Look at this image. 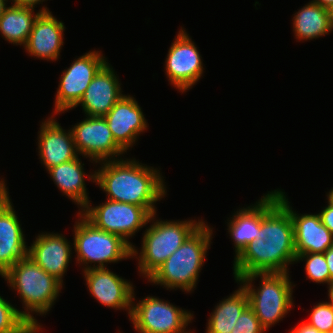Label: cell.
I'll return each instance as SVG.
<instances>
[{
	"instance_id": "obj_6",
	"label": "cell",
	"mask_w": 333,
	"mask_h": 333,
	"mask_svg": "<svg viewBox=\"0 0 333 333\" xmlns=\"http://www.w3.org/2000/svg\"><path fill=\"white\" fill-rule=\"evenodd\" d=\"M259 277L261 283L255 288L253 281ZM236 282L247 292L249 306L266 331L279 323L294 306L292 287L295 284L290 281L289 272L250 273L238 278Z\"/></svg>"
},
{
	"instance_id": "obj_8",
	"label": "cell",
	"mask_w": 333,
	"mask_h": 333,
	"mask_svg": "<svg viewBox=\"0 0 333 333\" xmlns=\"http://www.w3.org/2000/svg\"><path fill=\"white\" fill-rule=\"evenodd\" d=\"M193 313L155 296L132 302L131 323L138 333H193ZM187 330V331H186Z\"/></svg>"
},
{
	"instance_id": "obj_13",
	"label": "cell",
	"mask_w": 333,
	"mask_h": 333,
	"mask_svg": "<svg viewBox=\"0 0 333 333\" xmlns=\"http://www.w3.org/2000/svg\"><path fill=\"white\" fill-rule=\"evenodd\" d=\"M84 273L85 285L100 304L115 310H126L130 319L132 302L135 301L134 286L108 268L90 269Z\"/></svg>"
},
{
	"instance_id": "obj_1",
	"label": "cell",
	"mask_w": 333,
	"mask_h": 333,
	"mask_svg": "<svg viewBox=\"0 0 333 333\" xmlns=\"http://www.w3.org/2000/svg\"><path fill=\"white\" fill-rule=\"evenodd\" d=\"M296 261L290 212L278 201V189L260 198L259 237L234 258L235 281L250 273H288Z\"/></svg>"
},
{
	"instance_id": "obj_24",
	"label": "cell",
	"mask_w": 333,
	"mask_h": 333,
	"mask_svg": "<svg viewBox=\"0 0 333 333\" xmlns=\"http://www.w3.org/2000/svg\"><path fill=\"white\" fill-rule=\"evenodd\" d=\"M227 221V230L234 242L236 258L249 243L259 237L260 200L246 208H240Z\"/></svg>"
},
{
	"instance_id": "obj_26",
	"label": "cell",
	"mask_w": 333,
	"mask_h": 333,
	"mask_svg": "<svg viewBox=\"0 0 333 333\" xmlns=\"http://www.w3.org/2000/svg\"><path fill=\"white\" fill-rule=\"evenodd\" d=\"M0 333H39L20 310L0 295Z\"/></svg>"
},
{
	"instance_id": "obj_31",
	"label": "cell",
	"mask_w": 333,
	"mask_h": 333,
	"mask_svg": "<svg viewBox=\"0 0 333 333\" xmlns=\"http://www.w3.org/2000/svg\"><path fill=\"white\" fill-rule=\"evenodd\" d=\"M289 333H322L319 332L315 327L310 326L306 322L299 323L296 327L292 328Z\"/></svg>"
},
{
	"instance_id": "obj_18",
	"label": "cell",
	"mask_w": 333,
	"mask_h": 333,
	"mask_svg": "<svg viewBox=\"0 0 333 333\" xmlns=\"http://www.w3.org/2000/svg\"><path fill=\"white\" fill-rule=\"evenodd\" d=\"M118 77L107 62L92 79L82 99L74 108L81 105L85 116L104 117L124 95Z\"/></svg>"
},
{
	"instance_id": "obj_25",
	"label": "cell",
	"mask_w": 333,
	"mask_h": 333,
	"mask_svg": "<svg viewBox=\"0 0 333 333\" xmlns=\"http://www.w3.org/2000/svg\"><path fill=\"white\" fill-rule=\"evenodd\" d=\"M216 305L208 319L206 333H231L237 319L249 306V298L240 284L238 290Z\"/></svg>"
},
{
	"instance_id": "obj_23",
	"label": "cell",
	"mask_w": 333,
	"mask_h": 333,
	"mask_svg": "<svg viewBox=\"0 0 333 333\" xmlns=\"http://www.w3.org/2000/svg\"><path fill=\"white\" fill-rule=\"evenodd\" d=\"M33 7H23L12 4L0 17V34L9 43L24 46L35 19L41 12H50L43 6L36 14Z\"/></svg>"
},
{
	"instance_id": "obj_3",
	"label": "cell",
	"mask_w": 333,
	"mask_h": 333,
	"mask_svg": "<svg viewBox=\"0 0 333 333\" xmlns=\"http://www.w3.org/2000/svg\"><path fill=\"white\" fill-rule=\"evenodd\" d=\"M1 277L19 294L25 310L20 311V314L40 332L42 326L33 315L36 313L43 316L51 310L60 295L63 283L46 273L28 256L19 260Z\"/></svg>"
},
{
	"instance_id": "obj_29",
	"label": "cell",
	"mask_w": 333,
	"mask_h": 333,
	"mask_svg": "<svg viewBox=\"0 0 333 333\" xmlns=\"http://www.w3.org/2000/svg\"><path fill=\"white\" fill-rule=\"evenodd\" d=\"M253 309L248 306L239 316L231 333H265Z\"/></svg>"
},
{
	"instance_id": "obj_19",
	"label": "cell",
	"mask_w": 333,
	"mask_h": 333,
	"mask_svg": "<svg viewBox=\"0 0 333 333\" xmlns=\"http://www.w3.org/2000/svg\"><path fill=\"white\" fill-rule=\"evenodd\" d=\"M65 25L50 12H41L23 46L29 56L43 60L59 59L64 44Z\"/></svg>"
},
{
	"instance_id": "obj_40",
	"label": "cell",
	"mask_w": 333,
	"mask_h": 333,
	"mask_svg": "<svg viewBox=\"0 0 333 333\" xmlns=\"http://www.w3.org/2000/svg\"><path fill=\"white\" fill-rule=\"evenodd\" d=\"M328 10H329L330 22L333 27V5Z\"/></svg>"
},
{
	"instance_id": "obj_36",
	"label": "cell",
	"mask_w": 333,
	"mask_h": 333,
	"mask_svg": "<svg viewBox=\"0 0 333 333\" xmlns=\"http://www.w3.org/2000/svg\"><path fill=\"white\" fill-rule=\"evenodd\" d=\"M329 290H328V302L331 304V306L333 307V281L331 283L328 284V287H327Z\"/></svg>"
},
{
	"instance_id": "obj_17",
	"label": "cell",
	"mask_w": 333,
	"mask_h": 333,
	"mask_svg": "<svg viewBox=\"0 0 333 333\" xmlns=\"http://www.w3.org/2000/svg\"><path fill=\"white\" fill-rule=\"evenodd\" d=\"M38 155L46 171L78 157L71 130L63 129L54 115L41 122Z\"/></svg>"
},
{
	"instance_id": "obj_5",
	"label": "cell",
	"mask_w": 333,
	"mask_h": 333,
	"mask_svg": "<svg viewBox=\"0 0 333 333\" xmlns=\"http://www.w3.org/2000/svg\"><path fill=\"white\" fill-rule=\"evenodd\" d=\"M156 213L152 214L142 240L139 253L132 247V258L138 259V272L141 276L149 278L168 259L184 241L204 222L201 220H155ZM139 253V255H138ZM138 257V258H137Z\"/></svg>"
},
{
	"instance_id": "obj_22",
	"label": "cell",
	"mask_w": 333,
	"mask_h": 333,
	"mask_svg": "<svg viewBox=\"0 0 333 333\" xmlns=\"http://www.w3.org/2000/svg\"><path fill=\"white\" fill-rule=\"evenodd\" d=\"M292 21V30L298 42L317 39L333 31L329 10L313 1L300 8Z\"/></svg>"
},
{
	"instance_id": "obj_12",
	"label": "cell",
	"mask_w": 333,
	"mask_h": 333,
	"mask_svg": "<svg viewBox=\"0 0 333 333\" xmlns=\"http://www.w3.org/2000/svg\"><path fill=\"white\" fill-rule=\"evenodd\" d=\"M70 130L78 154L89 158L92 163L122 158L126 153L115 142L104 117L86 116Z\"/></svg>"
},
{
	"instance_id": "obj_9",
	"label": "cell",
	"mask_w": 333,
	"mask_h": 333,
	"mask_svg": "<svg viewBox=\"0 0 333 333\" xmlns=\"http://www.w3.org/2000/svg\"><path fill=\"white\" fill-rule=\"evenodd\" d=\"M90 202L79 211L94 226L108 233L120 236L131 247L129 241L140 228H143L151 217V214L141 206L129 203L115 202L106 199L99 206H92Z\"/></svg>"
},
{
	"instance_id": "obj_37",
	"label": "cell",
	"mask_w": 333,
	"mask_h": 333,
	"mask_svg": "<svg viewBox=\"0 0 333 333\" xmlns=\"http://www.w3.org/2000/svg\"><path fill=\"white\" fill-rule=\"evenodd\" d=\"M8 0H0V17L3 15L5 9L8 7Z\"/></svg>"
},
{
	"instance_id": "obj_27",
	"label": "cell",
	"mask_w": 333,
	"mask_h": 333,
	"mask_svg": "<svg viewBox=\"0 0 333 333\" xmlns=\"http://www.w3.org/2000/svg\"><path fill=\"white\" fill-rule=\"evenodd\" d=\"M306 261L305 271L307 278L312 282L328 284L330 283V273L324 253H305L296 256V262Z\"/></svg>"
},
{
	"instance_id": "obj_32",
	"label": "cell",
	"mask_w": 333,
	"mask_h": 333,
	"mask_svg": "<svg viewBox=\"0 0 333 333\" xmlns=\"http://www.w3.org/2000/svg\"><path fill=\"white\" fill-rule=\"evenodd\" d=\"M327 261V266L330 273V283L333 281V245L324 253Z\"/></svg>"
},
{
	"instance_id": "obj_11",
	"label": "cell",
	"mask_w": 333,
	"mask_h": 333,
	"mask_svg": "<svg viewBox=\"0 0 333 333\" xmlns=\"http://www.w3.org/2000/svg\"><path fill=\"white\" fill-rule=\"evenodd\" d=\"M165 60V74L178 91L187 92L204 74L203 61L192 38L180 28L168 50Z\"/></svg>"
},
{
	"instance_id": "obj_15",
	"label": "cell",
	"mask_w": 333,
	"mask_h": 333,
	"mask_svg": "<svg viewBox=\"0 0 333 333\" xmlns=\"http://www.w3.org/2000/svg\"><path fill=\"white\" fill-rule=\"evenodd\" d=\"M144 113L131 95H123L104 116L115 142L127 153L148 128ZM137 140V141H136Z\"/></svg>"
},
{
	"instance_id": "obj_20",
	"label": "cell",
	"mask_w": 333,
	"mask_h": 333,
	"mask_svg": "<svg viewBox=\"0 0 333 333\" xmlns=\"http://www.w3.org/2000/svg\"><path fill=\"white\" fill-rule=\"evenodd\" d=\"M10 201L0 211V276L28 254L25 235Z\"/></svg>"
},
{
	"instance_id": "obj_2",
	"label": "cell",
	"mask_w": 333,
	"mask_h": 333,
	"mask_svg": "<svg viewBox=\"0 0 333 333\" xmlns=\"http://www.w3.org/2000/svg\"><path fill=\"white\" fill-rule=\"evenodd\" d=\"M95 183L106 193L107 199L144 207L156 213V202L167 194L160 170L132 159L99 162Z\"/></svg>"
},
{
	"instance_id": "obj_28",
	"label": "cell",
	"mask_w": 333,
	"mask_h": 333,
	"mask_svg": "<svg viewBox=\"0 0 333 333\" xmlns=\"http://www.w3.org/2000/svg\"><path fill=\"white\" fill-rule=\"evenodd\" d=\"M310 320L306 321L319 332L328 333L333 329V307L327 301L319 302L310 313Z\"/></svg>"
},
{
	"instance_id": "obj_4",
	"label": "cell",
	"mask_w": 333,
	"mask_h": 333,
	"mask_svg": "<svg viewBox=\"0 0 333 333\" xmlns=\"http://www.w3.org/2000/svg\"><path fill=\"white\" fill-rule=\"evenodd\" d=\"M204 221L148 278V281L165 287L192 293L212 243L213 228Z\"/></svg>"
},
{
	"instance_id": "obj_14",
	"label": "cell",
	"mask_w": 333,
	"mask_h": 333,
	"mask_svg": "<svg viewBox=\"0 0 333 333\" xmlns=\"http://www.w3.org/2000/svg\"><path fill=\"white\" fill-rule=\"evenodd\" d=\"M278 201L290 212L293 223L296 256L325 253L333 245V234L321 222L319 214H298L285 192L278 188Z\"/></svg>"
},
{
	"instance_id": "obj_38",
	"label": "cell",
	"mask_w": 333,
	"mask_h": 333,
	"mask_svg": "<svg viewBox=\"0 0 333 333\" xmlns=\"http://www.w3.org/2000/svg\"><path fill=\"white\" fill-rule=\"evenodd\" d=\"M4 181H6V180H0V193H8L9 191H8V188L6 187V185L7 184H5V182Z\"/></svg>"
},
{
	"instance_id": "obj_33",
	"label": "cell",
	"mask_w": 333,
	"mask_h": 333,
	"mask_svg": "<svg viewBox=\"0 0 333 333\" xmlns=\"http://www.w3.org/2000/svg\"><path fill=\"white\" fill-rule=\"evenodd\" d=\"M14 5L17 6H23V7H33L35 8V6L37 4H42L44 1L46 0H10Z\"/></svg>"
},
{
	"instance_id": "obj_21",
	"label": "cell",
	"mask_w": 333,
	"mask_h": 333,
	"mask_svg": "<svg viewBox=\"0 0 333 333\" xmlns=\"http://www.w3.org/2000/svg\"><path fill=\"white\" fill-rule=\"evenodd\" d=\"M83 165L78 156L76 159L47 170L57 188L77 204L80 211L91 201L88 197L85 177L89 176L88 179L95 182V172L86 175Z\"/></svg>"
},
{
	"instance_id": "obj_34",
	"label": "cell",
	"mask_w": 333,
	"mask_h": 333,
	"mask_svg": "<svg viewBox=\"0 0 333 333\" xmlns=\"http://www.w3.org/2000/svg\"><path fill=\"white\" fill-rule=\"evenodd\" d=\"M11 201L9 193H0V211Z\"/></svg>"
},
{
	"instance_id": "obj_10",
	"label": "cell",
	"mask_w": 333,
	"mask_h": 333,
	"mask_svg": "<svg viewBox=\"0 0 333 333\" xmlns=\"http://www.w3.org/2000/svg\"><path fill=\"white\" fill-rule=\"evenodd\" d=\"M107 62L101 50L95 49L74 59L70 67L62 71L52 113L56 115L72 110L82 99L92 79Z\"/></svg>"
},
{
	"instance_id": "obj_39",
	"label": "cell",
	"mask_w": 333,
	"mask_h": 333,
	"mask_svg": "<svg viewBox=\"0 0 333 333\" xmlns=\"http://www.w3.org/2000/svg\"><path fill=\"white\" fill-rule=\"evenodd\" d=\"M327 202L333 205V187L330 189V191L327 193Z\"/></svg>"
},
{
	"instance_id": "obj_7",
	"label": "cell",
	"mask_w": 333,
	"mask_h": 333,
	"mask_svg": "<svg viewBox=\"0 0 333 333\" xmlns=\"http://www.w3.org/2000/svg\"><path fill=\"white\" fill-rule=\"evenodd\" d=\"M77 215L72 246L74 245L76 252V262L79 265L83 264V271L107 268V263H117L132 258V247L120 236L97 228L80 212Z\"/></svg>"
},
{
	"instance_id": "obj_35",
	"label": "cell",
	"mask_w": 333,
	"mask_h": 333,
	"mask_svg": "<svg viewBox=\"0 0 333 333\" xmlns=\"http://www.w3.org/2000/svg\"><path fill=\"white\" fill-rule=\"evenodd\" d=\"M314 3L321 5L323 8L329 9L333 5V0H312Z\"/></svg>"
},
{
	"instance_id": "obj_16",
	"label": "cell",
	"mask_w": 333,
	"mask_h": 333,
	"mask_svg": "<svg viewBox=\"0 0 333 333\" xmlns=\"http://www.w3.org/2000/svg\"><path fill=\"white\" fill-rule=\"evenodd\" d=\"M70 244L72 243L63 234L43 232L28 246L27 256L46 273L63 283L73 250Z\"/></svg>"
},
{
	"instance_id": "obj_30",
	"label": "cell",
	"mask_w": 333,
	"mask_h": 333,
	"mask_svg": "<svg viewBox=\"0 0 333 333\" xmlns=\"http://www.w3.org/2000/svg\"><path fill=\"white\" fill-rule=\"evenodd\" d=\"M318 214L321 222L333 234V205L328 202L327 206L323 207Z\"/></svg>"
}]
</instances>
